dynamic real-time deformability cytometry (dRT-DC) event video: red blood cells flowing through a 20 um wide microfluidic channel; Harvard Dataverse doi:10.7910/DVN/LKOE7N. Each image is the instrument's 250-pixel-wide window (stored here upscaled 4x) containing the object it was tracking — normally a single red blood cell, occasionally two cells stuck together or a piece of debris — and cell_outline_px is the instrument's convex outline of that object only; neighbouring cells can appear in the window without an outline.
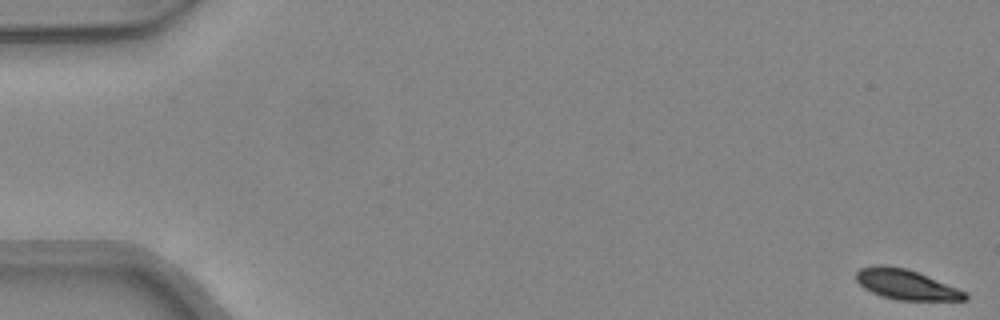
{"species": "common noctule bat (a hibernating species)", "species_latin": "Nyctalus noctula", "temperature_condition": "warm", "stored_images_in_passage": 48, "camera_frame_rate_fps": 3000, "um_per_image_px": 0.085, "animal": {"sex": "female", "body_mass_g": 24.6, "forearm_length_mm": 56.2}, "frame": {"image": 1, "passage_image": 1, "time_ms": 0.0, "image_size_px": [1000, 320], "cell_outline_px": [[968, 300], [896, 300], [880, 296], [864, 288], [856, 280], [856, 272], [860, 268], [876, 264], [888, 264], [904, 268], [916, 272], [968, 292]], "centroid_in_image_um": [76.99, 24.18], "position_along_channel_um": 8.0, "area_um2": 19.13}}
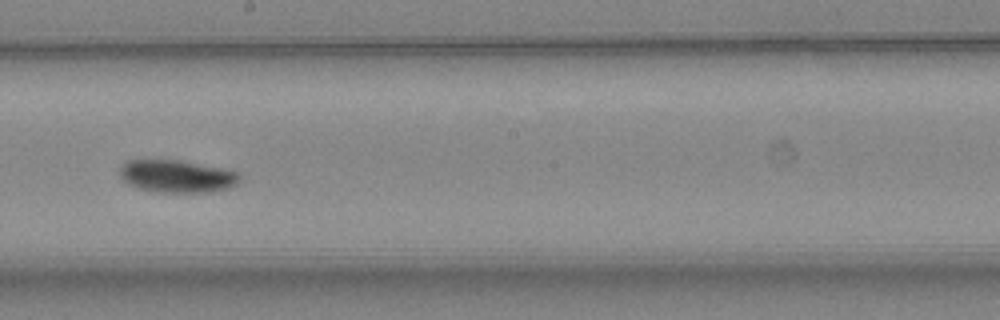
{"frame": {"image": 2, "passage_image": 28, "time_ms": 9.0, "image_size_px": [1000, 320], "cell_outline_px": [[240, 180], [236, 184], [228, 188], [212, 192], [156, 192], [140, 188], [128, 184], [120, 176], [120, 168], [128, 160], [180, 160], [220, 168], [236, 172], [240, 176]], "centroid_in_image_um": [15.03, 14.99], "position_along_channel_um": 233.2, "area_um2": 22.48}}
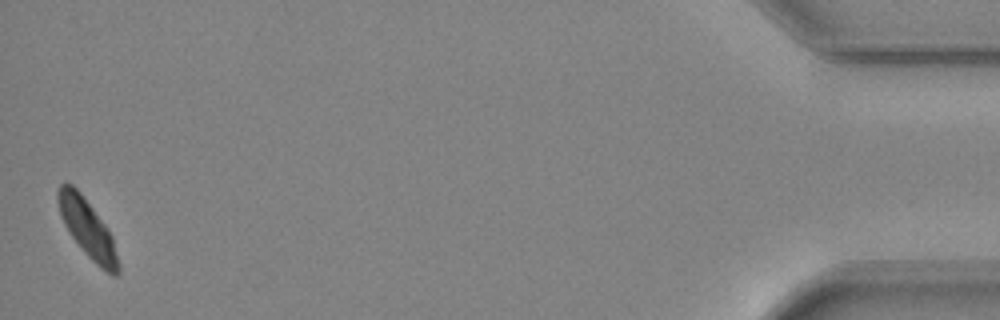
{"frame": {"image": 3, "passage_image": 48, "time_ms": 15.667, "image_size_px": [1000, 320], "cell_outline_px": [[120, 272], [116, 276], [112, 276], [100, 268], [80, 248], [64, 224], [60, 216], [56, 200], [56, 192], [60, 184], [72, 184], [80, 192], [108, 228], [112, 236], [120, 264]], "centroid_in_image_um": [7.44, 19.44], "position_along_channel_um": 427.8, "area_um2": 20.52}, "authors_computed_cell_mechanics": {"area_um2": 21.097, "velocity_mm_per_s": 4.3005, "shape_relaxation_time_tau1_ms": 2.2229, "shape_relaxation_time_tau2_ms": null, "deformation_change_tau1": 0.1132, "deformation_change_tau2": null}}